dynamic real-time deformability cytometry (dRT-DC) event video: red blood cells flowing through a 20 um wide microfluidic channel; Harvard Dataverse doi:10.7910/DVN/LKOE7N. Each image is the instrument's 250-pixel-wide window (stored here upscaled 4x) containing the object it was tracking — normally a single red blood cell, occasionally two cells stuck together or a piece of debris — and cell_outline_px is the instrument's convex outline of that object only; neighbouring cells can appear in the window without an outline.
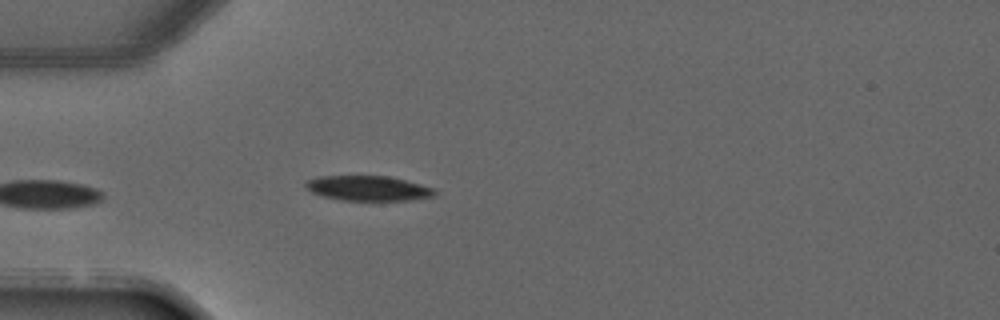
{"species": "common noctule bat (a hibernating species)", "species_latin": "Nyctalus noctula", "temperature_condition": "warm", "stored_images_in_passage": 3, "camera_frame_rate_fps": 3000, "um_per_image_px": 0.085, "animal": {"sex": "male", "forearm_length_mm": 52.5}, "frame": {"image": 1, "passage_image": 3, "time_ms": 2.667, "image_size_px": [1000, 320], "cell_outline_px": [[436, 196], [408, 200], [344, 200], [324, 196], [312, 192], [304, 184], [308, 180], [320, 176], [388, 176], [436, 188]], "centroid_in_image_um": [31.34, 16.0], "position_along_channel_um": 53.7, "area_um2": 18.55}}